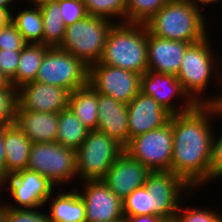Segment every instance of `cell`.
I'll list each match as a JSON object with an SVG mask.
<instances>
[{
    "instance_id": "cell-1",
    "label": "cell",
    "mask_w": 222,
    "mask_h": 222,
    "mask_svg": "<svg viewBox=\"0 0 222 222\" xmlns=\"http://www.w3.org/2000/svg\"><path fill=\"white\" fill-rule=\"evenodd\" d=\"M221 115V107L211 104L195 105L187 112L172 115L171 171L192 189L200 190L209 182L214 135L211 119Z\"/></svg>"
},
{
    "instance_id": "cell-2",
    "label": "cell",
    "mask_w": 222,
    "mask_h": 222,
    "mask_svg": "<svg viewBox=\"0 0 222 222\" xmlns=\"http://www.w3.org/2000/svg\"><path fill=\"white\" fill-rule=\"evenodd\" d=\"M208 38L209 35L202 41L191 44L187 48L176 78L180 81L183 91L196 105L211 104L220 106L222 94H218L215 97L209 96V98L201 96L206 94L204 92H207V85L210 86L212 75V78L219 77L218 79H220L215 78V81L222 82V57H216L218 53L212 49L213 45L210 46L211 39Z\"/></svg>"
},
{
    "instance_id": "cell-3",
    "label": "cell",
    "mask_w": 222,
    "mask_h": 222,
    "mask_svg": "<svg viewBox=\"0 0 222 222\" xmlns=\"http://www.w3.org/2000/svg\"><path fill=\"white\" fill-rule=\"evenodd\" d=\"M203 9L185 0H169L144 24L156 37L194 44L209 35Z\"/></svg>"
},
{
    "instance_id": "cell-4",
    "label": "cell",
    "mask_w": 222,
    "mask_h": 222,
    "mask_svg": "<svg viewBox=\"0 0 222 222\" xmlns=\"http://www.w3.org/2000/svg\"><path fill=\"white\" fill-rule=\"evenodd\" d=\"M99 63L143 75L148 70L146 25L114 23L108 32Z\"/></svg>"
},
{
    "instance_id": "cell-5",
    "label": "cell",
    "mask_w": 222,
    "mask_h": 222,
    "mask_svg": "<svg viewBox=\"0 0 222 222\" xmlns=\"http://www.w3.org/2000/svg\"><path fill=\"white\" fill-rule=\"evenodd\" d=\"M113 24L114 22L108 19L88 15L66 27L59 48L68 51L90 67L99 62Z\"/></svg>"
},
{
    "instance_id": "cell-6",
    "label": "cell",
    "mask_w": 222,
    "mask_h": 222,
    "mask_svg": "<svg viewBox=\"0 0 222 222\" xmlns=\"http://www.w3.org/2000/svg\"><path fill=\"white\" fill-rule=\"evenodd\" d=\"M124 147L99 130H90L76 150V168L81 181L103 179ZM83 178V179H82Z\"/></svg>"
},
{
    "instance_id": "cell-7",
    "label": "cell",
    "mask_w": 222,
    "mask_h": 222,
    "mask_svg": "<svg viewBox=\"0 0 222 222\" xmlns=\"http://www.w3.org/2000/svg\"><path fill=\"white\" fill-rule=\"evenodd\" d=\"M35 81L62 87L71 93L89 84V67L68 51L49 47Z\"/></svg>"
},
{
    "instance_id": "cell-8",
    "label": "cell",
    "mask_w": 222,
    "mask_h": 222,
    "mask_svg": "<svg viewBox=\"0 0 222 222\" xmlns=\"http://www.w3.org/2000/svg\"><path fill=\"white\" fill-rule=\"evenodd\" d=\"M26 169L36 171L57 187L67 184L78 178L76 151L56 142L32 143Z\"/></svg>"
},
{
    "instance_id": "cell-9",
    "label": "cell",
    "mask_w": 222,
    "mask_h": 222,
    "mask_svg": "<svg viewBox=\"0 0 222 222\" xmlns=\"http://www.w3.org/2000/svg\"><path fill=\"white\" fill-rule=\"evenodd\" d=\"M172 150V116L165 126L135 136L124 147V152L150 171H171Z\"/></svg>"
},
{
    "instance_id": "cell-10",
    "label": "cell",
    "mask_w": 222,
    "mask_h": 222,
    "mask_svg": "<svg viewBox=\"0 0 222 222\" xmlns=\"http://www.w3.org/2000/svg\"><path fill=\"white\" fill-rule=\"evenodd\" d=\"M7 185L12 202H5L6 207L13 209H39L52 195L55 185L36 171L24 169L8 175L0 186Z\"/></svg>"
},
{
    "instance_id": "cell-11",
    "label": "cell",
    "mask_w": 222,
    "mask_h": 222,
    "mask_svg": "<svg viewBox=\"0 0 222 222\" xmlns=\"http://www.w3.org/2000/svg\"><path fill=\"white\" fill-rule=\"evenodd\" d=\"M89 84L97 93L128 104L140 92L141 75L98 62L89 67Z\"/></svg>"
},
{
    "instance_id": "cell-12",
    "label": "cell",
    "mask_w": 222,
    "mask_h": 222,
    "mask_svg": "<svg viewBox=\"0 0 222 222\" xmlns=\"http://www.w3.org/2000/svg\"><path fill=\"white\" fill-rule=\"evenodd\" d=\"M144 186L153 195L154 215L168 220H174L182 195L197 191L172 171H151Z\"/></svg>"
},
{
    "instance_id": "cell-13",
    "label": "cell",
    "mask_w": 222,
    "mask_h": 222,
    "mask_svg": "<svg viewBox=\"0 0 222 222\" xmlns=\"http://www.w3.org/2000/svg\"><path fill=\"white\" fill-rule=\"evenodd\" d=\"M81 184L83 189H78V193L84 202L86 222H116L124 218L122 200L102 179Z\"/></svg>"
},
{
    "instance_id": "cell-14",
    "label": "cell",
    "mask_w": 222,
    "mask_h": 222,
    "mask_svg": "<svg viewBox=\"0 0 222 222\" xmlns=\"http://www.w3.org/2000/svg\"><path fill=\"white\" fill-rule=\"evenodd\" d=\"M140 91L145 95L152 96L172 115L187 112L196 105L183 91L180 81L172 74L156 73L147 70L141 75ZM176 98H180L179 103L181 105L173 102L176 101ZM181 101L183 102L181 103Z\"/></svg>"
},
{
    "instance_id": "cell-15",
    "label": "cell",
    "mask_w": 222,
    "mask_h": 222,
    "mask_svg": "<svg viewBox=\"0 0 222 222\" xmlns=\"http://www.w3.org/2000/svg\"><path fill=\"white\" fill-rule=\"evenodd\" d=\"M70 92L56 85L33 81L16 90V102L22 110L59 113L68 107Z\"/></svg>"
},
{
    "instance_id": "cell-16",
    "label": "cell",
    "mask_w": 222,
    "mask_h": 222,
    "mask_svg": "<svg viewBox=\"0 0 222 222\" xmlns=\"http://www.w3.org/2000/svg\"><path fill=\"white\" fill-rule=\"evenodd\" d=\"M127 114L129 141L135 136L165 126L172 116L152 96L141 91L127 104Z\"/></svg>"
},
{
    "instance_id": "cell-17",
    "label": "cell",
    "mask_w": 222,
    "mask_h": 222,
    "mask_svg": "<svg viewBox=\"0 0 222 222\" xmlns=\"http://www.w3.org/2000/svg\"><path fill=\"white\" fill-rule=\"evenodd\" d=\"M150 172L143 163L123 152L102 180L117 197L124 200L135 189L144 186Z\"/></svg>"
},
{
    "instance_id": "cell-18",
    "label": "cell",
    "mask_w": 222,
    "mask_h": 222,
    "mask_svg": "<svg viewBox=\"0 0 222 222\" xmlns=\"http://www.w3.org/2000/svg\"><path fill=\"white\" fill-rule=\"evenodd\" d=\"M191 43L156 37L147 30L148 70L177 76Z\"/></svg>"
},
{
    "instance_id": "cell-19",
    "label": "cell",
    "mask_w": 222,
    "mask_h": 222,
    "mask_svg": "<svg viewBox=\"0 0 222 222\" xmlns=\"http://www.w3.org/2000/svg\"><path fill=\"white\" fill-rule=\"evenodd\" d=\"M98 129L123 147L129 142L127 104L98 93Z\"/></svg>"
},
{
    "instance_id": "cell-20",
    "label": "cell",
    "mask_w": 222,
    "mask_h": 222,
    "mask_svg": "<svg viewBox=\"0 0 222 222\" xmlns=\"http://www.w3.org/2000/svg\"><path fill=\"white\" fill-rule=\"evenodd\" d=\"M14 123L32 143L55 142L58 133V113L34 112L15 106Z\"/></svg>"
},
{
    "instance_id": "cell-21",
    "label": "cell",
    "mask_w": 222,
    "mask_h": 222,
    "mask_svg": "<svg viewBox=\"0 0 222 222\" xmlns=\"http://www.w3.org/2000/svg\"><path fill=\"white\" fill-rule=\"evenodd\" d=\"M31 140L15 124L4 126L5 178L27 168Z\"/></svg>"
},
{
    "instance_id": "cell-22",
    "label": "cell",
    "mask_w": 222,
    "mask_h": 222,
    "mask_svg": "<svg viewBox=\"0 0 222 222\" xmlns=\"http://www.w3.org/2000/svg\"><path fill=\"white\" fill-rule=\"evenodd\" d=\"M62 193L52 195L47 199H51L50 213H48L50 222H86L85 206L82 198L78 193V187Z\"/></svg>"
},
{
    "instance_id": "cell-23",
    "label": "cell",
    "mask_w": 222,
    "mask_h": 222,
    "mask_svg": "<svg viewBox=\"0 0 222 222\" xmlns=\"http://www.w3.org/2000/svg\"><path fill=\"white\" fill-rule=\"evenodd\" d=\"M68 107L86 128L98 129V93L90 84L70 93Z\"/></svg>"
},
{
    "instance_id": "cell-24",
    "label": "cell",
    "mask_w": 222,
    "mask_h": 222,
    "mask_svg": "<svg viewBox=\"0 0 222 222\" xmlns=\"http://www.w3.org/2000/svg\"><path fill=\"white\" fill-rule=\"evenodd\" d=\"M49 46L43 44L27 43L20 52L16 76L10 81L11 86L17 90L27 83L35 81L43 56Z\"/></svg>"
},
{
    "instance_id": "cell-25",
    "label": "cell",
    "mask_w": 222,
    "mask_h": 222,
    "mask_svg": "<svg viewBox=\"0 0 222 222\" xmlns=\"http://www.w3.org/2000/svg\"><path fill=\"white\" fill-rule=\"evenodd\" d=\"M89 131L69 107L58 113V133L55 142L61 146L78 150Z\"/></svg>"
},
{
    "instance_id": "cell-26",
    "label": "cell",
    "mask_w": 222,
    "mask_h": 222,
    "mask_svg": "<svg viewBox=\"0 0 222 222\" xmlns=\"http://www.w3.org/2000/svg\"><path fill=\"white\" fill-rule=\"evenodd\" d=\"M32 7V8H31ZM19 11L12 12L11 22L21 33L26 43L43 44V17L39 6H31Z\"/></svg>"
},
{
    "instance_id": "cell-27",
    "label": "cell",
    "mask_w": 222,
    "mask_h": 222,
    "mask_svg": "<svg viewBox=\"0 0 222 222\" xmlns=\"http://www.w3.org/2000/svg\"><path fill=\"white\" fill-rule=\"evenodd\" d=\"M39 7L43 17V45L59 47L66 30L60 4L58 2H48Z\"/></svg>"
},
{
    "instance_id": "cell-28",
    "label": "cell",
    "mask_w": 222,
    "mask_h": 222,
    "mask_svg": "<svg viewBox=\"0 0 222 222\" xmlns=\"http://www.w3.org/2000/svg\"><path fill=\"white\" fill-rule=\"evenodd\" d=\"M82 2L88 15L113 20L114 23L126 22L125 0H82Z\"/></svg>"
},
{
    "instance_id": "cell-29",
    "label": "cell",
    "mask_w": 222,
    "mask_h": 222,
    "mask_svg": "<svg viewBox=\"0 0 222 222\" xmlns=\"http://www.w3.org/2000/svg\"><path fill=\"white\" fill-rule=\"evenodd\" d=\"M122 204L124 216L154 215L153 195L145 186L135 189L122 200Z\"/></svg>"
},
{
    "instance_id": "cell-30",
    "label": "cell",
    "mask_w": 222,
    "mask_h": 222,
    "mask_svg": "<svg viewBox=\"0 0 222 222\" xmlns=\"http://www.w3.org/2000/svg\"><path fill=\"white\" fill-rule=\"evenodd\" d=\"M169 0H125L126 22H147L155 15Z\"/></svg>"
},
{
    "instance_id": "cell-31",
    "label": "cell",
    "mask_w": 222,
    "mask_h": 222,
    "mask_svg": "<svg viewBox=\"0 0 222 222\" xmlns=\"http://www.w3.org/2000/svg\"><path fill=\"white\" fill-rule=\"evenodd\" d=\"M181 203L182 201L174 217L176 222H217L222 217L220 211L211 210L209 207L199 209L197 207L185 208Z\"/></svg>"
},
{
    "instance_id": "cell-32",
    "label": "cell",
    "mask_w": 222,
    "mask_h": 222,
    "mask_svg": "<svg viewBox=\"0 0 222 222\" xmlns=\"http://www.w3.org/2000/svg\"><path fill=\"white\" fill-rule=\"evenodd\" d=\"M16 90L13 87L0 88V128L14 123Z\"/></svg>"
},
{
    "instance_id": "cell-33",
    "label": "cell",
    "mask_w": 222,
    "mask_h": 222,
    "mask_svg": "<svg viewBox=\"0 0 222 222\" xmlns=\"http://www.w3.org/2000/svg\"><path fill=\"white\" fill-rule=\"evenodd\" d=\"M64 23L67 26L88 16L82 0H58Z\"/></svg>"
},
{
    "instance_id": "cell-34",
    "label": "cell",
    "mask_w": 222,
    "mask_h": 222,
    "mask_svg": "<svg viewBox=\"0 0 222 222\" xmlns=\"http://www.w3.org/2000/svg\"><path fill=\"white\" fill-rule=\"evenodd\" d=\"M5 222H50L47 213L37 209H13L6 207Z\"/></svg>"
},
{
    "instance_id": "cell-35",
    "label": "cell",
    "mask_w": 222,
    "mask_h": 222,
    "mask_svg": "<svg viewBox=\"0 0 222 222\" xmlns=\"http://www.w3.org/2000/svg\"><path fill=\"white\" fill-rule=\"evenodd\" d=\"M26 44L21 33L12 22L0 30V49L22 50Z\"/></svg>"
},
{
    "instance_id": "cell-36",
    "label": "cell",
    "mask_w": 222,
    "mask_h": 222,
    "mask_svg": "<svg viewBox=\"0 0 222 222\" xmlns=\"http://www.w3.org/2000/svg\"><path fill=\"white\" fill-rule=\"evenodd\" d=\"M214 133L212 138L211 159L209 167V182L222 177V131L220 134Z\"/></svg>"
},
{
    "instance_id": "cell-37",
    "label": "cell",
    "mask_w": 222,
    "mask_h": 222,
    "mask_svg": "<svg viewBox=\"0 0 222 222\" xmlns=\"http://www.w3.org/2000/svg\"><path fill=\"white\" fill-rule=\"evenodd\" d=\"M21 50L0 49V70L11 81L16 76Z\"/></svg>"
},
{
    "instance_id": "cell-38",
    "label": "cell",
    "mask_w": 222,
    "mask_h": 222,
    "mask_svg": "<svg viewBox=\"0 0 222 222\" xmlns=\"http://www.w3.org/2000/svg\"><path fill=\"white\" fill-rule=\"evenodd\" d=\"M126 222H168L169 220L158 215L124 216Z\"/></svg>"
},
{
    "instance_id": "cell-39",
    "label": "cell",
    "mask_w": 222,
    "mask_h": 222,
    "mask_svg": "<svg viewBox=\"0 0 222 222\" xmlns=\"http://www.w3.org/2000/svg\"><path fill=\"white\" fill-rule=\"evenodd\" d=\"M5 180L4 126L0 128V186Z\"/></svg>"
},
{
    "instance_id": "cell-40",
    "label": "cell",
    "mask_w": 222,
    "mask_h": 222,
    "mask_svg": "<svg viewBox=\"0 0 222 222\" xmlns=\"http://www.w3.org/2000/svg\"><path fill=\"white\" fill-rule=\"evenodd\" d=\"M12 12V9L0 8V30L11 22Z\"/></svg>"
},
{
    "instance_id": "cell-41",
    "label": "cell",
    "mask_w": 222,
    "mask_h": 222,
    "mask_svg": "<svg viewBox=\"0 0 222 222\" xmlns=\"http://www.w3.org/2000/svg\"><path fill=\"white\" fill-rule=\"evenodd\" d=\"M187 2H191V3H194V4H197V5H200L202 6L203 5V8L204 7H208L210 4H217V2L220 4V2L222 0H185Z\"/></svg>"
},
{
    "instance_id": "cell-42",
    "label": "cell",
    "mask_w": 222,
    "mask_h": 222,
    "mask_svg": "<svg viewBox=\"0 0 222 222\" xmlns=\"http://www.w3.org/2000/svg\"><path fill=\"white\" fill-rule=\"evenodd\" d=\"M17 2H18V0L17 1L16 0H0V8H2V9H12V6L14 4H16Z\"/></svg>"
},
{
    "instance_id": "cell-43",
    "label": "cell",
    "mask_w": 222,
    "mask_h": 222,
    "mask_svg": "<svg viewBox=\"0 0 222 222\" xmlns=\"http://www.w3.org/2000/svg\"><path fill=\"white\" fill-rule=\"evenodd\" d=\"M12 87L10 81L6 78V76L0 70V88Z\"/></svg>"
},
{
    "instance_id": "cell-44",
    "label": "cell",
    "mask_w": 222,
    "mask_h": 222,
    "mask_svg": "<svg viewBox=\"0 0 222 222\" xmlns=\"http://www.w3.org/2000/svg\"><path fill=\"white\" fill-rule=\"evenodd\" d=\"M3 199H0V222H5V214H6V205L3 200V203L1 202Z\"/></svg>"
},
{
    "instance_id": "cell-45",
    "label": "cell",
    "mask_w": 222,
    "mask_h": 222,
    "mask_svg": "<svg viewBox=\"0 0 222 222\" xmlns=\"http://www.w3.org/2000/svg\"><path fill=\"white\" fill-rule=\"evenodd\" d=\"M26 1H28V0H26ZM57 1L58 0H29V3H31L30 6L31 5H33V6H41V5H43L45 3H48V2H57Z\"/></svg>"
},
{
    "instance_id": "cell-46",
    "label": "cell",
    "mask_w": 222,
    "mask_h": 222,
    "mask_svg": "<svg viewBox=\"0 0 222 222\" xmlns=\"http://www.w3.org/2000/svg\"><path fill=\"white\" fill-rule=\"evenodd\" d=\"M116 222H126L125 218L119 220V221H116Z\"/></svg>"
}]
</instances>
